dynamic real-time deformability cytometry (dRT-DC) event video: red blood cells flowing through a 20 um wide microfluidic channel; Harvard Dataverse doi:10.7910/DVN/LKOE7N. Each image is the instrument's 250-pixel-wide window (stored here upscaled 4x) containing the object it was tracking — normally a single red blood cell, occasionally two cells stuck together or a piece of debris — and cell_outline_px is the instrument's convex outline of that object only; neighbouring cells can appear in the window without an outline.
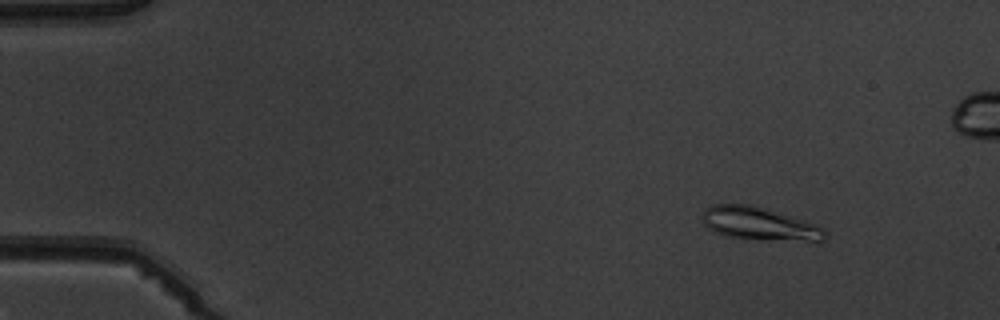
{"species": "common noctule bat (a hibernating species)", "species_latin": "Nyctalus noctula", "temperature_condition": "warm", "stored_images_in_passage": 5, "camera_frame_rate_fps": 3000, "um_per_image_px": 0.085, "animal": {"sex": "male", "body_mass_g": 19.5, "forearm_length_mm": 54.6}, "frame": {"image": 1, "passage_image": 2, "time_ms": 1.0, "image_size_px": [1000, 320], "cell_outline_px": [[828, 236], [824, 240], [808, 240], [724, 236], [708, 228], [704, 224], [704, 208], [712, 204], [752, 204], [804, 220], [816, 224], [824, 228]], "centroid_in_image_um": [64.53, 18.97], "position_along_channel_um": 20.5, "area_um2": 22.89}}